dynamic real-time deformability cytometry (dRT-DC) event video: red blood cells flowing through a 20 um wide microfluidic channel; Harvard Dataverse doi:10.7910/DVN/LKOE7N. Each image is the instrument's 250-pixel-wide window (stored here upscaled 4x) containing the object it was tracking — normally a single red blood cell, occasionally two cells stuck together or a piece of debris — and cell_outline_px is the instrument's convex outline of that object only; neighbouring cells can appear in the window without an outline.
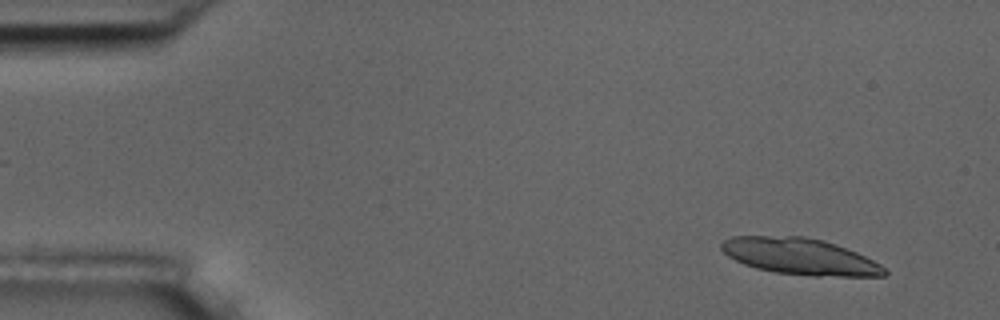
{"species": "common noctule bat (a hibernating species)", "species_latin": "Nyctalus noctula", "temperature_condition": "room temperature", "stored_images_in_passage": 8, "camera_frame_rate_fps": 3000, "um_per_image_px": 0.085, "animal": {"sex": "male", "body_mass_g": 17.5, "forearm_length_mm": 52.3}, "frame": {"image": 1, "passage_image": 1, "time_ms": 0.0, "image_size_px": [1000, 320], "cell_outline_px": [[888, 272], [884, 276], [816, 276], [776, 272], [756, 268], [744, 264], [728, 256], [720, 248], [720, 244], [724, 240], [732, 236], [804, 236], [824, 240], [836, 244], [856, 252], [888, 268]], "centroid_in_image_um": [68.01, 21.79], "position_along_channel_um": 17.0, "area_um2": 34.56}}
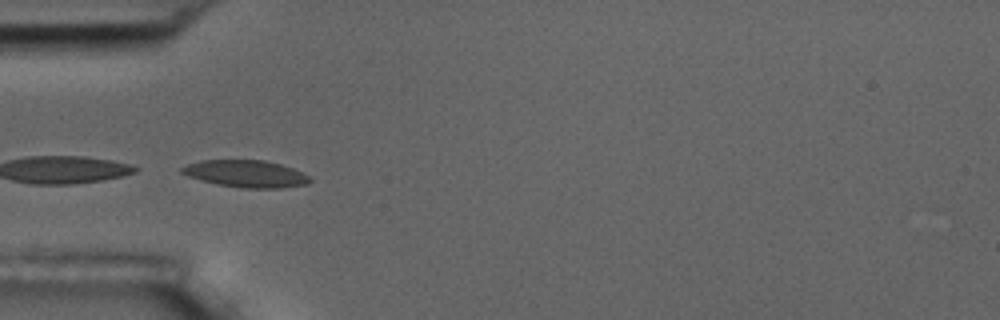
{"frame": {"image": 2, "passage_image": 5, "time_ms": 4.333, "image_size_px": [1000, 320], "cell_outline_px": [[312, 180], [308, 184], [280, 188], [244, 188], [216, 184], [200, 180], [188, 176], [180, 172], [180, 168], [188, 164], [200, 160], [264, 160], [280, 164], [292, 168], [312, 176]], "centroid_in_image_um": [20.92, 14.77], "position_along_channel_um": 64.1, "area_um2": 20.35}}
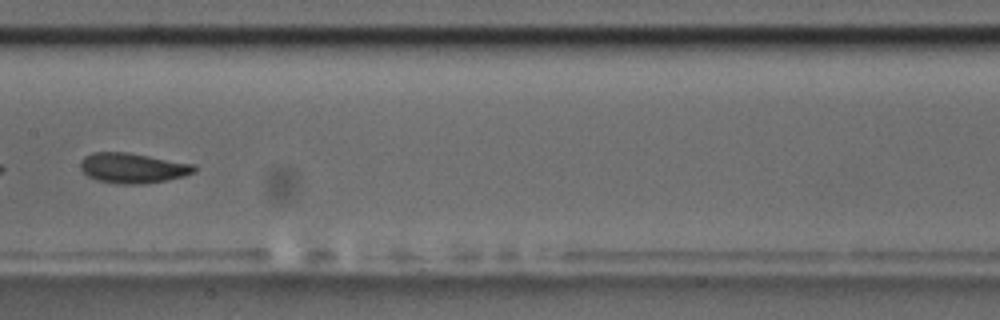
{"frame": {"image": 3, "passage_image": 8, "time_ms": 8.0, "image_size_px": [1000, 320], "cell_outline_px": [[196, 172], [184, 176], [164, 180], [140, 184], [120, 184], [96, 180], [88, 176], [80, 168], [80, 160], [84, 156], [92, 152], [128, 152], [196, 164]], "centroid_in_image_um": [11.28, 14.27], "position_along_channel_um": 196.1, "area_um2": 20.11}}